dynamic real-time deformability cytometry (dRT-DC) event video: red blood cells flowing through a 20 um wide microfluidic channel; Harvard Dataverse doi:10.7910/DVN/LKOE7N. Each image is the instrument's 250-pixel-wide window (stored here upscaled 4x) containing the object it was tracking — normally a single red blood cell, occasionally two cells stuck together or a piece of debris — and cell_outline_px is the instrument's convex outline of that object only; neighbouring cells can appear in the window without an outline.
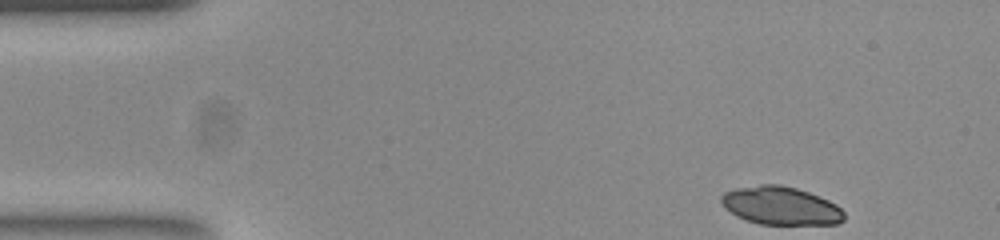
{"species": "common noctule bat (a hibernating species)", "species_latin": "Nyctalus noctula", "temperature_condition": "room temperature", "stored_images_in_passage": 48, "camera_frame_rate_fps": 3000, "um_per_image_px": 0.085, "animal": {"sex": "female", "body_mass_g": 23.0, "forearm_length_mm": 53.4}, "frame": {"image": 1, "passage_image": 1, "time_ms": 0.0, "image_size_px": [1000, 240], "cell_outline_px": [[844, 220], [836, 224], [760, 224], [748, 220], [732, 212], [720, 200], [720, 196], [724, 192], [736, 188], [760, 184], [780, 184], [796, 188], [808, 192], [828, 200], [836, 204], [844, 212]], "centroid_in_image_um": [66.39, 17.47], "position_along_channel_um": 18.6, "area_um2": 26.99}}
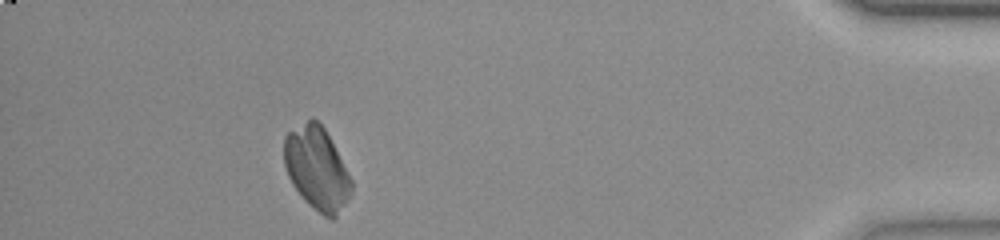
{"frame": {"image": 2, "passage_image": 43, "time_ms": 14.0, "image_size_px": [1000, 240], "cell_outline_px": [[352, 188], [348, 196], [336, 216], [332, 220], [324, 216], [296, 188], [288, 176], [284, 164], [284, 136], [288, 132], [312, 116], [324, 128], [352, 180]], "centroid_in_image_um": [26.91, 14.25], "position_along_channel_um": 408.3, "area_um2": 31.5}}